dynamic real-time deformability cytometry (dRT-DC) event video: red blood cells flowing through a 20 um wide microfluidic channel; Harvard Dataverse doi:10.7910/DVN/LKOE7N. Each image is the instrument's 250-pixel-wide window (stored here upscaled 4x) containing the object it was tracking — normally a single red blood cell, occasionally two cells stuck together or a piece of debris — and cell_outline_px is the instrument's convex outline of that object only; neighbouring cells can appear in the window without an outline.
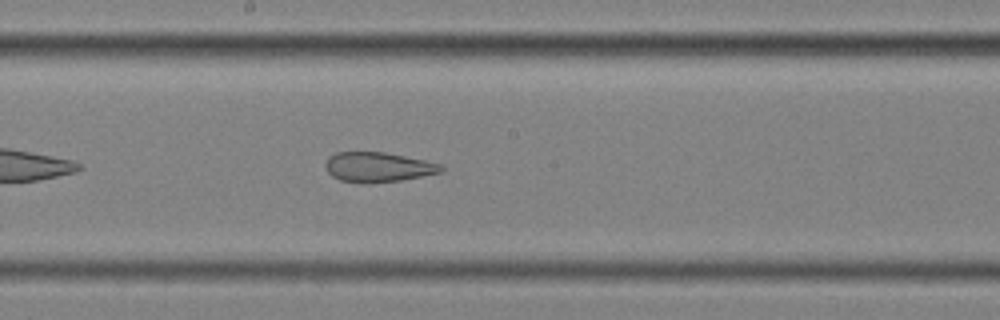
{"species": "common noctule bat (a hibernating species)", "species_latin": "Nyctalus noctula", "temperature_condition": "cold", "stored_images_in_passage": 36, "camera_frame_rate_fps": 3000, "um_per_image_px": 0.085, "animal": {"sex": "female", "body_mass_g": 25.1}, "frame": {"image": 1, "passage_image": 16, "time_ms": 5.0, "image_size_px": [1000, 320], "cell_outline_px": [[444, 172], [404, 180], [372, 184], [364, 184], [340, 180], [332, 176], [328, 172], [328, 156], [336, 152], [384, 152], [424, 160], [440, 164], [444, 168]], "centroid_in_image_um": [32.18, 14.22], "position_along_channel_um": 216.0, "area_um2": 20.23}}
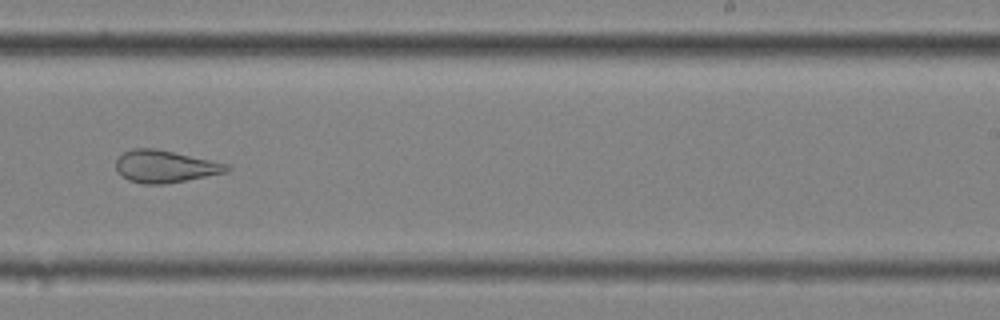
{"frame": {"image": 2, "passage_image": 21, "time_ms": 6.667, "image_size_px": [1000, 320], "cell_outline_px": [[232, 168], [228, 172], [164, 184], [144, 184], [128, 180], [116, 168], [116, 160], [124, 152], [132, 148], [156, 148], [212, 160], [228, 164]], "centroid_in_image_um": [14.06, 14.14], "position_along_channel_um": 274.9, "area_um2": 20.75}}
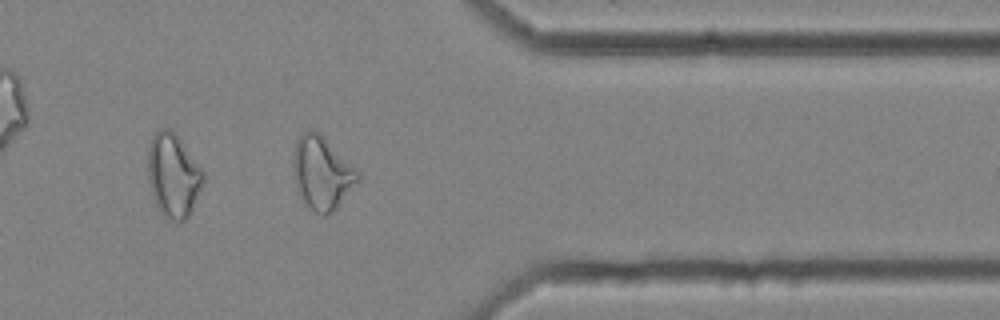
{"frame": {"image": 3, "passage_image": 31, "time_ms": 10.0, "image_size_px": [1000, 320], "cell_outline_px": [[360, 180], [336, 208], [332, 212], [324, 216], [320, 216], [312, 212], [300, 200], [292, 172], [292, 156], [296, 140], [304, 132], [312, 128], [320, 132], [360, 172]], "centroid_in_image_um": [27.34, 14.71], "position_along_channel_um": 384.1, "area_um2": 28.21}, "authors_computed_cell_mechanics": {"area_um2": 22.8888, "velocity_mm_per_s": 3.5447, "shape_relaxation_time_tau1_ms": null, "shape_relaxation_time_tau2_ms": 2.2465, "deformation_change_tau1": null, "deformation_change_tau2": 0.1096}}